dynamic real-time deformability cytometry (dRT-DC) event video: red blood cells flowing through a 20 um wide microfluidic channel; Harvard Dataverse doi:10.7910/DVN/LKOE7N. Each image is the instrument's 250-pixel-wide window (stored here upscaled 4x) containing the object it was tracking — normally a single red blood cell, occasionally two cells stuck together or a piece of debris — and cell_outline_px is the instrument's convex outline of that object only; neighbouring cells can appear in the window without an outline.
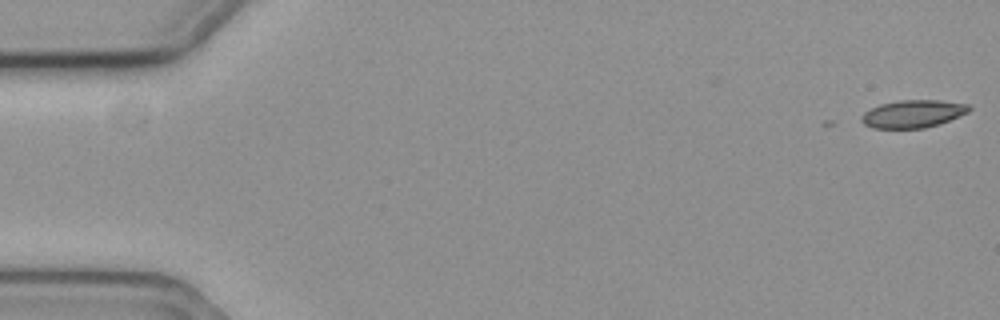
{"species": "common noctule bat (a hibernating species)", "species_latin": "Nyctalus noctula", "temperature_condition": "cold", "stored_images_in_passage": 4, "camera_frame_rate_fps": 3000, "um_per_image_px": 0.085, "animal": {"sex": "female", "body_mass_g": 19.3, "forearm_length_mm": 54.1}, "frame": {"image": 1, "passage_image": 1, "time_ms": 0.0, "image_size_px": [1000, 320], "cell_outline_px": [[972, 108], [968, 112], [940, 124], [924, 128], [872, 128], [864, 124], [860, 120], [860, 116], [864, 112], [880, 104], [900, 100], [940, 100], [968, 104]], "centroid_in_image_um": [77.59, 9.67], "position_along_channel_um": 7.4, "area_um2": 17.4}}